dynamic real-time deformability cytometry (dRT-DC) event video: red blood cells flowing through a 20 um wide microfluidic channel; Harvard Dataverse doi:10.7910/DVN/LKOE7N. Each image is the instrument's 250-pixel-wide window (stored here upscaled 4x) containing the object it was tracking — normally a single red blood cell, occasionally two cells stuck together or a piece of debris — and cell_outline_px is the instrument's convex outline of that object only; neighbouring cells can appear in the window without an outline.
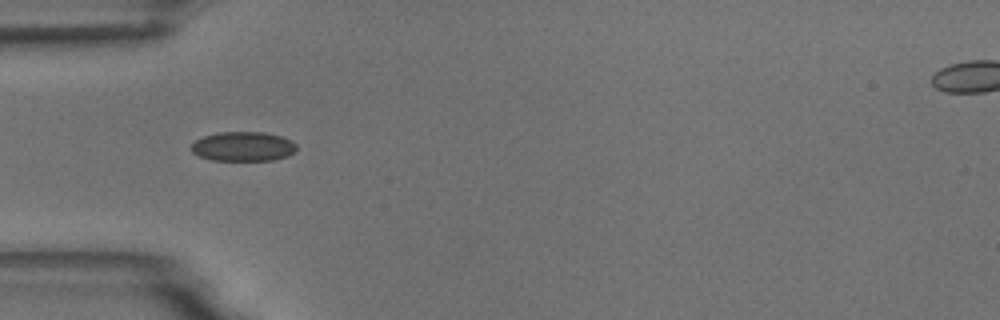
{"species": "common noctule bat (a hibernating species)", "species_latin": "Nyctalus noctula", "temperature_condition": "room temperature", "stored_images_in_passage": 7, "camera_frame_rate_fps": 3000, "um_per_image_px": 0.085, "animal": {"sex": "male", "body_mass_g": 18.8}, "frame": {"image": 1, "passage_image": 3, "time_ms": 2.333, "image_size_px": [1000, 320], "cell_outline_px": [[296, 148], [288, 156], [272, 160], [212, 160], [200, 156], [192, 152], [192, 144], [196, 140], [204, 136], [220, 132], [264, 132], [280, 136], [292, 140], [296, 144]], "centroid_in_image_um": [20.68, 12.44], "position_along_channel_um": 64.3, "area_um2": 17.92}}
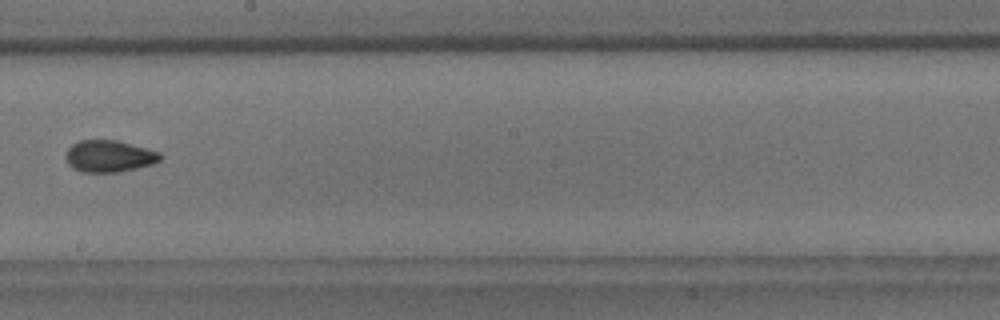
{"frame": {"image": 2, "passage_image": 7, "time_ms": 7.0, "image_size_px": [1000, 320], "cell_outline_px": [[164, 156], [160, 160], [152, 164], [120, 172], [80, 172], [72, 168], [68, 164], [64, 156], [68, 148], [72, 144], [80, 140], [116, 140], [148, 148], [160, 152]], "centroid_in_image_um": [9.27, 13.28], "position_along_channel_um": 238.9, "area_um2": 17.74}}